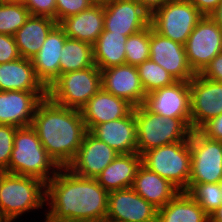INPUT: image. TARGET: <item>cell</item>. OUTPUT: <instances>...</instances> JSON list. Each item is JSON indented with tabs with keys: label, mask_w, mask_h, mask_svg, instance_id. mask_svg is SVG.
Returning a JSON list of instances; mask_svg holds the SVG:
<instances>
[{
	"label": "cell",
	"mask_w": 222,
	"mask_h": 222,
	"mask_svg": "<svg viewBox=\"0 0 222 222\" xmlns=\"http://www.w3.org/2000/svg\"><path fill=\"white\" fill-rule=\"evenodd\" d=\"M109 192L96 179L60 167L46 184L44 222H97L107 216Z\"/></svg>",
	"instance_id": "obj_1"
},
{
	"label": "cell",
	"mask_w": 222,
	"mask_h": 222,
	"mask_svg": "<svg viewBox=\"0 0 222 222\" xmlns=\"http://www.w3.org/2000/svg\"><path fill=\"white\" fill-rule=\"evenodd\" d=\"M31 127L59 167L73 161L87 132L79 109L61 106L48 96L37 105Z\"/></svg>",
	"instance_id": "obj_2"
},
{
	"label": "cell",
	"mask_w": 222,
	"mask_h": 222,
	"mask_svg": "<svg viewBox=\"0 0 222 222\" xmlns=\"http://www.w3.org/2000/svg\"><path fill=\"white\" fill-rule=\"evenodd\" d=\"M59 169L31 126L16 130L8 173L35 177L47 184Z\"/></svg>",
	"instance_id": "obj_3"
},
{
	"label": "cell",
	"mask_w": 222,
	"mask_h": 222,
	"mask_svg": "<svg viewBox=\"0 0 222 222\" xmlns=\"http://www.w3.org/2000/svg\"><path fill=\"white\" fill-rule=\"evenodd\" d=\"M46 205V183L31 177L0 172V215L16 220Z\"/></svg>",
	"instance_id": "obj_4"
},
{
	"label": "cell",
	"mask_w": 222,
	"mask_h": 222,
	"mask_svg": "<svg viewBox=\"0 0 222 222\" xmlns=\"http://www.w3.org/2000/svg\"><path fill=\"white\" fill-rule=\"evenodd\" d=\"M137 153L174 142L189 140L191 118H168L148 111L143 105L135 107Z\"/></svg>",
	"instance_id": "obj_5"
},
{
	"label": "cell",
	"mask_w": 222,
	"mask_h": 222,
	"mask_svg": "<svg viewBox=\"0 0 222 222\" xmlns=\"http://www.w3.org/2000/svg\"><path fill=\"white\" fill-rule=\"evenodd\" d=\"M142 165L168 180L179 191H187L191 171L189 140L156 147L144 152Z\"/></svg>",
	"instance_id": "obj_6"
},
{
	"label": "cell",
	"mask_w": 222,
	"mask_h": 222,
	"mask_svg": "<svg viewBox=\"0 0 222 222\" xmlns=\"http://www.w3.org/2000/svg\"><path fill=\"white\" fill-rule=\"evenodd\" d=\"M101 88V70L94 65L59 75L47 96L61 106L80 110Z\"/></svg>",
	"instance_id": "obj_7"
},
{
	"label": "cell",
	"mask_w": 222,
	"mask_h": 222,
	"mask_svg": "<svg viewBox=\"0 0 222 222\" xmlns=\"http://www.w3.org/2000/svg\"><path fill=\"white\" fill-rule=\"evenodd\" d=\"M203 15L188 0H169L150 15L152 29L184 45Z\"/></svg>",
	"instance_id": "obj_8"
},
{
	"label": "cell",
	"mask_w": 222,
	"mask_h": 222,
	"mask_svg": "<svg viewBox=\"0 0 222 222\" xmlns=\"http://www.w3.org/2000/svg\"><path fill=\"white\" fill-rule=\"evenodd\" d=\"M189 147L191 171L188 183H219L222 180V142L191 130Z\"/></svg>",
	"instance_id": "obj_9"
},
{
	"label": "cell",
	"mask_w": 222,
	"mask_h": 222,
	"mask_svg": "<svg viewBox=\"0 0 222 222\" xmlns=\"http://www.w3.org/2000/svg\"><path fill=\"white\" fill-rule=\"evenodd\" d=\"M191 69L197 74L222 52V27L203 16L184 44Z\"/></svg>",
	"instance_id": "obj_10"
},
{
	"label": "cell",
	"mask_w": 222,
	"mask_h": 222,
	"mask_svg": "<svg viewBox=\"0 0 222 222\" xmlns=\"http://www.w3.org/2000/svg\"><path fill=\"white\" fill-rule=\"evenodd\" d=\"M189 86L191 130H199L222 113V82L209 80L197 73L189 81Z\"/></svg>",
	"instance_id": "obj_11"
},
{
	"label": "cell",
	"mask_w": 222,
	"mask_h": 222,
	"mask_svg": "<svg viewBox=\"0 0 222 222\" xmlns=\"http://www.w3.org/2000/svg\"><path fill=\"white\" fill-rule=\"evenodd\" d=\"M104 4V30L125 36L150 26V14L135 0H107Z\"/></svg>",
	"instance_id": "obj_12"
},
{
	"label": "cell",
	"mask_w": 222,
	"mask_h": 222,
	"mask_svg": "<svg viewBox=\"0 0 222 222\" xmlns=\"http://www.w3.org/2000/svg\"><path fill=\"white\" fill-rule=\"evenodd\" d=\"M142 105L162 117L191 118L189 81H175L148 93Z\"/></svg>",
	"instance_id": "obj_13"
},
{
	"label": "cell",
	"mask_w": 222,
	"mask_h": 222,
	"mask_svg": "<svg viewBox=\"0 0 222 222\" xmlns=\"http://www.w3.org/2000/svg\"><path fill=\"white\" fill-rule=\"evenodd\" d=\"M150 59L163 67L176 81H190L196 74L188 63L184 45L155 32L151 26Z\"/></svg>",
	"instance_id": "obj_14"
},
{
	"label": "cell",
	"mask_w": 222,
	"mask_h": 222,
	"mask_svg": "<svg viewBox=\"0 0 222 222\" xmlns=\"http://www.w3.org/2000/svg\"><path fill=\"white\" fill-rule=\"evenodd\" d=\"M118 154L87 131L75 158L67 168L78 176L95 179Z\"/></svg>",
	"instance_id": "obj_15"
},
{
	"label": "cell",
	"mask_w": 222,
	"mask_h": 222,
	"mask_svg": "<svg viewBox=\"0 0 222 222\" xmlns=\"http://www.w3.org/2000/svg\"><path fill=\"white\" fill-rule=\"evenodd\" d=\"M158 208L132 188L109 192L107 217L121 222H157Z\"/></svg>",
	"instance_id": "obj_16"
},
{
	"label": "cell",
	"mask_w": 222,
	"mask_h": 222,
	"mask_svg": "<svg viewBox=\"0 0 222 222\" xmlns=\"http://www.w3.org/2000/svg\"><path fill=\"white\" fill-rule=\"evenodd\" d=\"M102 89L129 102L134 108L143 104L147 95L136 66L123 64L101 70Z\"/></svg>",
	"instance_id": "obj_17"
},
{
	"label": "cell",
	"mask_w": 222,
	"mask_h": 222,
	"mask_svg": "<svg viewBox=\"0 0 222 222\" xmlns=\"http://www.w3.org/2000/svg\"><path fill=\"white\" fill-rule=\"evenodd\" d=\"M47 92L0 91V124L31 126L39 102Z\"/></svg>",
	"instance_id": "obj_18"
},
{
	"label": "cell",
	"mask_w": 222,
	"mask_h": 222,
	"mask_svg": "<svg viewBox=\"0 0 222 222\" xmlns=\"http://www.w3.org/2000/svg\"><path fill=\"white\" fill-rule=\"evenodd\" d=\"M89 132L119 154L137 152L135 108L126 117L95 125Z\"/></svg>",
	"instance_id": "obj_19"
},
{
	"label": "cell",
	"mask_w": 222,
	"mask_h": 222,
	"mask_svg": "<svg viewBox=\"0 0 222 222\" xmlns=\"http://www.w3.org/2000/svg\"><path fill=\"white\" fill-rule=\"evenodd\" d=\"M134 107L102 88L80 109L87 131L95 125L126 117Z\"/></svg>",
	"instance_id": "obj_20"
},
{
	"label": "cell",
	"mask_w": 222,
	"mask_h": 222,
	"mask_svg": "<svg viewBox=\"0 0 222 222\" xmlns=\"http://www.w3.org/2000/svg\"><path fill=\"white\" fill-rule=\"evenodd\" d=\"M67 38L64 30L57 24L31 59L37 78L47 89L60 75L61 50Z\"/></svg>",
	"instance_id": "obj_21"
},
{
	"label": "cell",
	"mask_w": 222,
	"mask_h": 222,
	"mask_svg": "<svg viewBox=\"0 0 222 222\" xmlns=\"http://www.w3.org/2000/svg\"><path fill=\"white\" fill-rule=\"evenodd\" d=\"M58 25L68 38L93 45L104 31V4L95 3L78 14L64 18Z\"/></svg>",
	"instance_id": "obj_22"
},
{
	"label": "cell",
	"mask_w": 222,
	"mask_h": 222,
	"mask_svg": "<svg viewBox=\"0 0 222 222\" xmlns=\"http://www.w3.org/2000/svg\"><path fill=\"white\" fill-rule=\"evenodd\" d=\"M47 92L37 78L31 59L20 57L0 64V91Z\"/></svg>",
	"instance_id": "obj_23"
},
{
	"label": "cell",
	"mask_w": 222,
	"mask_h": 222,
	"mask_svg": "<svg viewBox=\"0 0 222 222\" xmlns=\"http://www.w3.org/2000/svg\"><path fill=\"white\" fill-rule=\"evenodd\" d=\"M141 164L142 156L137 152L118 154L95 179L108 192L131 188Z\"/></svg>",
	"instance_id": "obj_24"
},
{
	"label": "cell",
	"mask_w": 222,
	"mask_h": 222,
	"mask_svg": "<svg viewBox=\"0 0 222 222\" xmlns=\"http://www.w3.org/2000/svg\"><path fill=\"white\" fill-rule=\"evenodd\" d=\"M57 24L52 18L30 15L13 35L21 57L32 59Z\"/></svg>",
	"instance_id": "obj_25"
},
{
	"label": "cell",
	"mask_w": 222,
	"mask_h": 222,
	"mask_svg": "<svg viewBox=\"0 0 222 222\" xmlns=\"http://www.w3.org/2000/svg\"><path fill=\"white\" fill-rule=\"evenodd\" d=\"M131 188L158 209L165 206L179 192L168 180L142 164L137 170Z\"/></svg>",
	"instance_id": "obj_26"
},
{
	"label": "cell",
	"mask_w": 222,
	"mask_h": 222,
	"mask_svg": "<svg viewBox=\"0 0 222 222\" xmlns=\"http://www.w3.org/2000/svg\"><path fill=\"white\" fill-rule=\"evenodd\" d=\"M157 222H210V217L186 191H179L158 209Z\"/></svg>",
	"instance_id": "obj_27"
},
{
	"label": "cell",
	"mask_w": 222,
	"mask_h": 222,
	"mask_svg": "<svg viewBox=\"0 0 222 222\" xmlns=\"http://www.w3.org/2000/svg\"><path fill=\"white\" fill-rule=\"evenodd\" d=\"M127 38L128 36L104 30L93 44L94 64L100 70L126 64Z\"/></svg>",
	"instance_id": "obj_28"
},
{
	"label": "cell",
	"mask_w": 222,
	"mask_h": 222,
	"mask_svg": "<svg viewBox=\"0 0 222 222\" xmlns=\"http://www.w3.org/2000/svg\"><path fill=\"white\" fill-rule=\"evenodd\" d=\"M60 57V75L94 66L93 45L67 38Z\"/></svg>",
	"instance_id": "obj_29"
},
{
	"label": "cell",
	"mask_w": 222,
	"mask_h": 222,
	"mask_svg": "<svg viewBox=\"0 0 222 222\" xmlns=\"http://www.w3.org/2000/svg\"><path fill=\"white\" fill-rule=\"evenodd\" d=\"M136 68L146 94L169 86L176 81L170 73L151 59L145 60Z\"/></svg>",
	"instance_id": "obj_30"
},
{
	"label": "cell",
	"mask_w": 222,
	"mask_h": 222,
	"mask_svg": "<svg viewBox=\"0 0 222 222\" xmlns=\"http://www.w3.org/2000/svg\"><path fill=\"white\" fill-rule=\"evenodd\" d=\"M210 216L222 204L219 183H188L186 191Z\"/></svg>",
	"instance_id": "obj_31"
},
{
	"label": "cell",
	"mask_w": 222,
	"mask_h": 222,
	"mask_svg": "<svg viewBox=\"0 0 222 222\" xmlns=\"http://www.w3.org/2000/svg\"><path fill=\"white\" fill-rule=\"evenodd\" d=\"M30 15L24 4L0 1V34L13 36Z\"/></svg>",
	"instance_id": "obj_32"
},
{
	"label": "cell",
	"mask_w": 222,
	"mask_h": 222,
	"mask_svg": "<svg viewBox=\"0 0 222 222\" xmlns=\"http://www.w3.org/2000/svg\"><path fill=\"white\" fill-rule=\"evenodd\" d=\"M126 64L138 66L150 59V26L128 36L125 43Z\"/></svg>",
	"instance_id": "obj_33"
},
{
	"label": "cell",
	"mask_w": 222,
	"mask_h": 222,
	"mask_svg": "<svg viewBox=\"0 0 222 222\" xmlns=\"http://www.w3.org/2000/svg\"><path fill=\"white\" fill-rule=\"evenodd\" d=\"M17 129L13 125L0 124V172H8L14 146V135Z\"/></svg>",
	"instance_id": "obj_34"
},
{
	"label": "cell",
	"mask_w": 222,
	"mask_h": 222,
	"mask_svg": "<svg viewBox=\"0 0 222 222\" xmlns=\"http://www.w3.org/2000/svg\"><path fill=\"white\" fill-rule=\"evenodd\" d=\"M93 0H56V22L90 8Z\"/></svg>",
	"instance_id": "obj_35"
},
{
	"label": "cell",
	"mask_w": 222,
	"mask_h": 222,
	"mask_svg": "<svg viewBox=\"0 0 222 222\" xmlns=\"http://www.w3.org/2000/svg\"><path fill=\"white\" fill-rule=\"evenodd\" d=\"M24 5L31 15L49 17L56 21V0H26Z\"/></svg>",
	"instance_id": "obj_36"
},
{
	"label": "cell",
	"mask_w": 222,
	"mask_h": 222,
	"mask_svg": "<svg viewBox=\"0 0 222 222\" xmlns=\"http://www.w3.org/2000/svg\"><path fill=\"white\" fill-rule=\"evenodd\" d=\"M14 36L0 34V64L20 58Z\"/></svg>",
	"instance_id": "obj_37"
},
{
	"label": "cell",
	"mask_w": 222,
	"mask_h": 222,
	"mask_svg": "<svg viewBox=\"0 0 222 222\" xmlns=\"http://www.w3.org/2000/svg\"><path fill=\"white\" fill-rule=\"evenodd\" d=\"M198 131L209 139L222 142V113L206 122Z\"/></svg>",
	"instance_id": "obj_38"
},
{
	"label": "cell",
	"mask_w": 222,
	"mask_h": 222,
	"mask_svg": "<svg viewBox=\"0 0 222 222\" xmlns=\"http://www.w3.org/2000/svg\"><path fill=\"white\" fill-rule=\"evenodd\" d=\"M200 74L209 80L222 82V52L219 53Z\"/></svg>",
	"instance_id": "obj_39"
},
{
	"label": "cell",
	"mask_w": 222,
	"mask_h": 222,
	"mask_svg": "<svg viewBox=\"0 0 222 222\" xmlns=\"http://www.w3.org/2000/svg\"><path fill=\"white\" fill-rule=\"evenodd\" d=\"M190 1L203 16H210L221 0H188Z\"/></svg>",
	"instance_id": "obj_40"
},
{
	"label": "cell",
	"mask_w": 222,
	"mask_h": 222,
	"mask_svg": "<svg viewBox=\"0 0 222 222\" xmlns=\"http://www.w3.org/2000/svg\"><path fill=\"white\" fill-rule=\"evenodd\" d=\"M139 3L150 15L162 7L169 0H135Z\"/></svg>",
	"instance_id": "obj_41"
},
{
	"label": "cell",
	"mask_w": 222,
	"mask_h": 222,
	"mask_svg": "<svg viewBox=\"0 0 222 222\" xmlns=\"http://www.w3.org/2000/svg\"><path fill=\"white\" fill-rule=\"evenodd\" d=\"M210 17L222 27V0Z\"/></svg>",
	"instance_id": "obj_42"
},
{
	"label": "cell",
	"mask_w": 222,
	"mask_h": 222,
	"mask_svg": "<svg viewBox=\"0 0 222 222\" xmlns=\"http://www.w3.org/2000/svg\"><path fill=\"white\" fill-rule=\"evenodd\" d=\"M209 217L210 222H222V204Z\"/></svg>",
	"instance_id": "obj_43"
},
{
	"label": "cell",
	"mask_w": 222,
	"mask_h": 222,
	"mask_svg": "<svg viewBox=\"0 0 222 222\" xmlns=\"http://www.w3.org/2000/svg\"><path fill=\"white\" fill-rule=\"evenodd\" d=\"M0 1L8 3H21V4H24L26 2V0H0Z\"/></svg>",
	"instance_id": "obj_44"
},
{
	"label": "cell",
	"mask_w": 222,
	"mask_h": 222,
	"mask_svg": "<svg viewBox=\"0 0 222 222\" xmlns=\"http://www.w3.org/2000/svg\"><path fill=\"white\" fill-rule=\"evenodd\" d=\"M97 222H121V221H117V220H113L111 218H108L107 216L102 218L100 221Z\"/></svg>",
	"instance_id": "obj_45"
},
{
	"label": "cell",
	"mask_w": 222,
	"mask_h": 222,
	"mask_svg": "<svg viewBox=\"0 0 222 222\" xmlns=\"http://www.w3.org/2000/svg\"><path fill=\"white\" fill-rule=\"evenodd\" d=\"M95 3H104L106 2L107 0H93Z\"/></svg>",
	"instance_id": "obj_46"
},
{
	"label": "cell",
	"mask_w": 222,
	"mask_h": 222,
	"mask_svg": "<svg viewBox=\"0 0 222 222\" xmlns=\"http://www.w3.org/2000/svg\"><path fill=\"white\" fill-rule=\"evenodd\" d=\"M15 220L3 219L1 222H14Z\"/></svg>",
	"instance_id": "obj_47"
},
{
	"label": "cell",
	"mask_w": 222,
	"mask_h": 222,
	"mask_svg": "<svg viewBox=\"0 0 222 222\" xmlns=\"http://www.w3.org/2000/svg\"><path fill=\"white\" fill-rule=\"evenodd\" d=\"M220 184V188H221V191H222V180L219 182Z\"/></svg>",
	"instance_id": "obj_48"
}]
</instances>
